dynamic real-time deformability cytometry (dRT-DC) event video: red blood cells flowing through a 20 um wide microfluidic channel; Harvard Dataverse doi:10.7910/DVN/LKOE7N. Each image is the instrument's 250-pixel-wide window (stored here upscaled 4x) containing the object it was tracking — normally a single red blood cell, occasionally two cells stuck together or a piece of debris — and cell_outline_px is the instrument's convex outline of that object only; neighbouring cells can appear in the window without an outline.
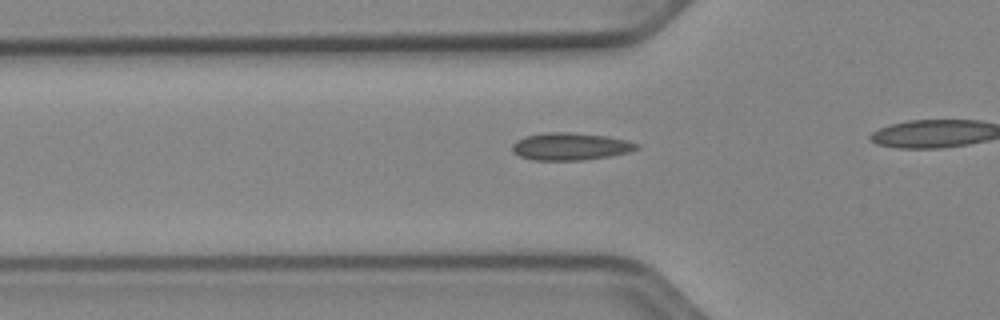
{"species": "Egyptian fruit bat (a non-hibernating species)", "species_latin": "Rousettus aegyptiacus", "temperature_condition": "cold", "stored_images_in_passage": 34, "camera_frame_rate_fps": 3000, "um_per_image_px": 0.085, "animal": {"sex": "female"}, "frame": {"image": 1, "passage_image": 10, "time_ms": 3.0, "image_size_px": [1000, 320], "cell_outline_px": [[640, 148], [628, 152], [612, 156], [580, 160], [532, 160], [520, 156], [512, 152], [512, 144], [516, 140], [524, 136], [544, 132], [572, 132], [608, 136], [628, 140], [640, 144]], "centroid_in_image_um": [48.49, 12.44], "position_along_channel_um": 77.3, "area_um2": 20.17}}
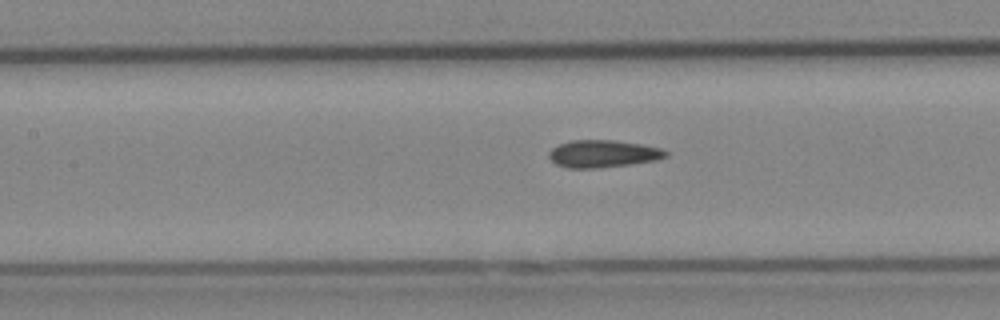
{"frame": {"image": 2, "passage_image": 16, "time_ms": 5.0, "image_size_px": [1000, 320], "cell_outline_px": [[668, 156], [656, 160], [632, 164], [596, 168], [568, 168], [556, 164], [548, 156], [548, 152], [552, 148], [560, 144], [572, 140], [612, 140], [640, 144], [664, 148], [668, 152]], "centroid_in_image_um": [51.28, 13.07], "position_along_channel_um": 156.1, "area_um2": 18.67}}
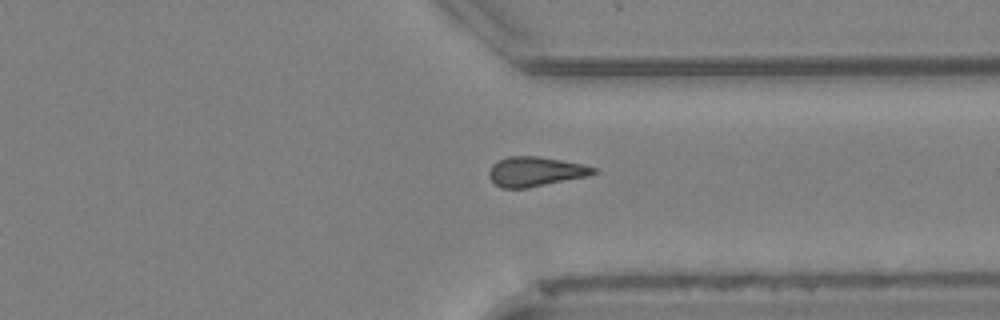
{"frame": {"image": 3, "passage_image": 32, "time_ms": 10.333, "image_size_px": [1000, 320], "cell_outline_px": [[596, 172], [588, 176], [528, 188], [500, 188], [488, 176], [488, 172], [492, 164], [496, 160], [508, 156], [536, 156], [584, 164], [596, 168]], "centroid_in_image_um": [45.48, 14.58], "position_along_channel_um": 365.9, "area_um2": 18.09}}